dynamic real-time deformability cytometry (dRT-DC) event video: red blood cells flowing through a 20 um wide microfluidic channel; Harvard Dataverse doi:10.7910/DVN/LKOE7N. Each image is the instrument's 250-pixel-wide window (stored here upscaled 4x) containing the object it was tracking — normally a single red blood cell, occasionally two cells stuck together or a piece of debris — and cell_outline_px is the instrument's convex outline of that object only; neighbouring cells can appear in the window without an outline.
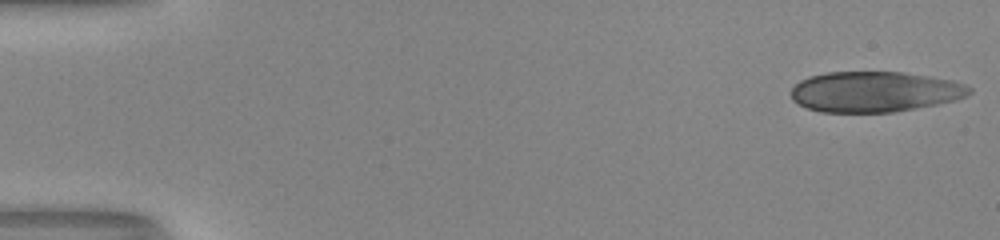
{"species": "human", "species_latin": "Homo sapiens", "temperature_condition": "room temperature", "stored_images_in_passage": 52, "camera_frame_rate_fps": 3000, "um_per_image_px": 0.085, "donor": {"sex": "male"}, "frame": {"image": 1, "passage_image": 1, "time_ms": 0.0, "image_size_px": [1000, 240], "cell_outline_px": [[972, 92], [956, 100], [936, 104], [892, 112], [820, 112], [808, 108], [792, 100], [792, 88], [800, 80], [808, 76], [828, 72], [904, 72], [952, 80], [964, 84], [972, 88]], "centroid_in_image_um": [74.34, 7.79], "position_along_channel_um": 10.7, "area_um2": 41.96}}
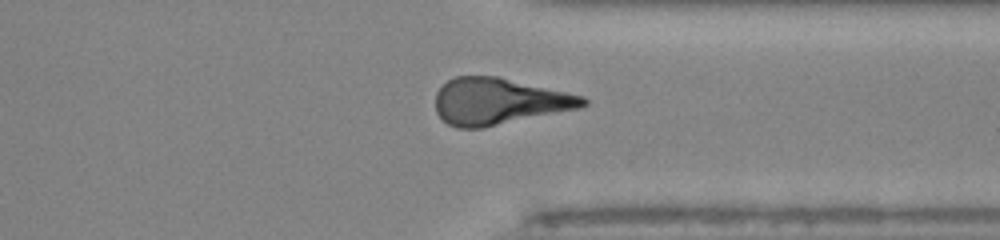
{"frame": {"image": 2, "passage_image": 40, "time_ms": 13.0, "image_size_px": [1000, 240], "cell_outline_px": [[588, 104], [580, 108], [484, 128], [456, 128], [448, 124], [436, 112], [436, 92], [448, 80], [456, 76], [496, 76], [584, 96], [588, 100]], "centroid_in_image_um": [42.41, 8.63], "position_along_channel_um": 369.0, "area_um2": 39.94}}
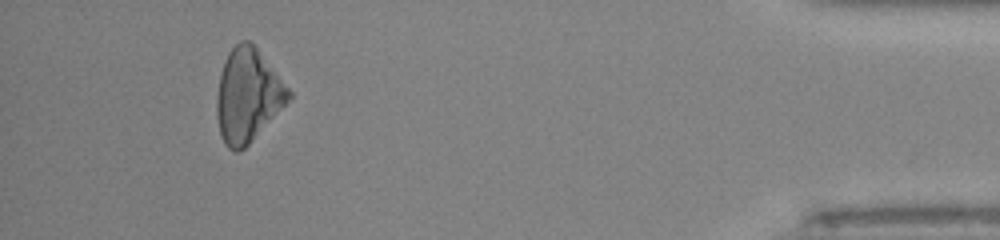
{"frame": {"image": 3, "passage_image": 48, "time_ms": 15.667, "image_size_px": [1000, 240], "cell_outline_px": [[292, 96], [248, 144], [240, 152], [236, 152], [228, 148], [224, 144], [220, 136], [216, 116], [216, 96], [220, 72], [224, 60], [228, 52], [240, 40], [248, 40], [256, 48], [292, 92]], "centroid_in_image_um": [21.0, 8.12], "position_along_channel_um": 414.2, "area_um2": 38.67}, "authors_computed_cell_mechanics": {"area_um2": 41.4426, "velocity_mm_per_s": 4.0229, "shape_relaxation_time_tau1_ms": 10.0933, "shape_relaxation_time_tau2_ms": 7.7174, "deformation_change_tau1": 0.2273, "deformation_change_tau2": 0.1861}}